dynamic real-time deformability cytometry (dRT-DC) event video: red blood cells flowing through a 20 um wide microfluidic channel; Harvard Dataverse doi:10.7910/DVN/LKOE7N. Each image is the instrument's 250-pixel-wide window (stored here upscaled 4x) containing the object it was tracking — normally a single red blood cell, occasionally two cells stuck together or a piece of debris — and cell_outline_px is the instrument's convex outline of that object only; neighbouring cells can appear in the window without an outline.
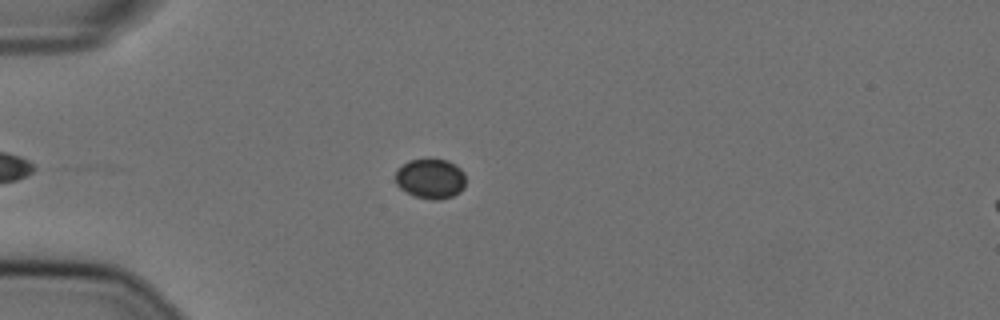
{"species": "Egyptian fruit bat (a non-hibernating species)", "species_latin": "Rousettus aegyptiacus", "temperature_condition": "cold", "stored_images_in_passage": 25, "camera_frame_rate_fps": 3000, "um_per_image_px": 0.085, "animal": {"sex": "female"}, "frame": {"image": 1, "passage_image": 10, "time_ms": 3.0, "image_size_px": [1000, 320], "cell_outline_px": [[464, 188], [460, 192], [452, 196], [440, 200], [432, 200], [412, 196], [400, 188], [396, 184], [396, 168], [408, 160], [448, 160], [456, 164], [464, 172]], "centroid_in_image_um": [36.58, 15.2], "position_along_channel_um": 48.4, "area_um2": 16.53}}
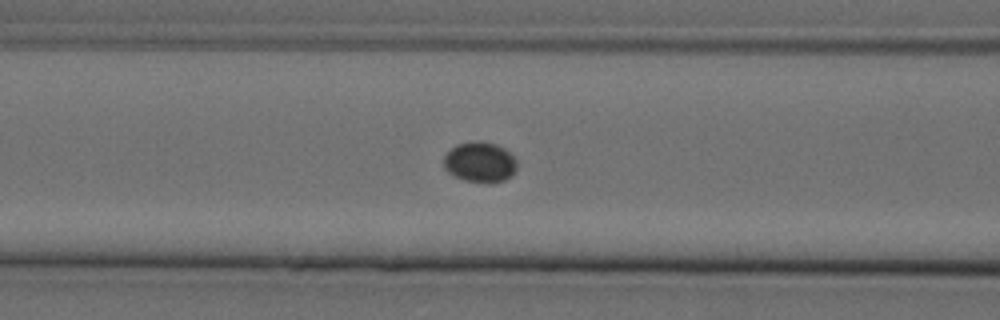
{"frame": {"image": 2, "passage_image": 18, "time_ms": 5.667, "image_size_px": [1000, 320], "cell_outline_px": [[516, 168], [512, 176], [504, 180], [488, 184], [464, 180], [448, 172], [444, 168], [444, 156], [456, 144], [472, 140], [480, 140], [496, 144], [504, 148], [516, 160]], "centroid_in_image_um": [40.79, 13.78], "position_along_channel_um": 125.8, "area_um2": 17.4}}
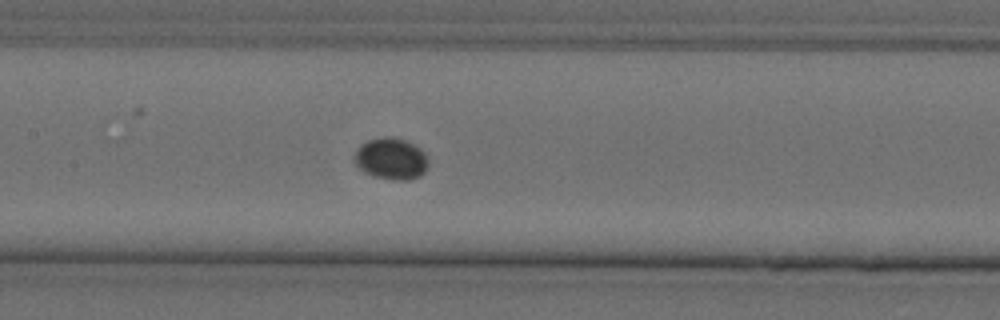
{"frame": {"image": 3, "passage_image": 22, "time_ms": 7.0, "image_size_px": [1000, 320], "cell_outline_px": [[428, 164], [424, 172], [420, 176], [408, 180], [396, 180], [376, 176], [364, 172], [356, 164], [356, 152], [360, 144], [368, 140], [384, 136], [392, 136], [404, 140], [420, 148], [424, 152], [428, 160]], "centroid_in_image_um": [33.27, 13.48], "position_along_channel_um": 174.1, "area_um2": 17.69}}